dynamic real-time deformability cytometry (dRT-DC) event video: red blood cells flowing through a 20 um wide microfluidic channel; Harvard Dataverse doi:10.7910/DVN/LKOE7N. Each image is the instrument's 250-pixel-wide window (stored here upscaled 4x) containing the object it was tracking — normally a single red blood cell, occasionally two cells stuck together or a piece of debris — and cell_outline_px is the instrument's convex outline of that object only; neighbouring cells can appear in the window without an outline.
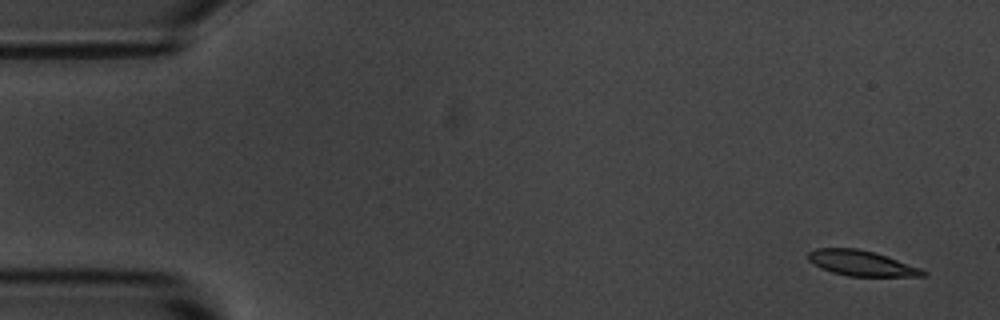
{"species": "common noctule bat (a hibernating species)", "species_latin": "Nyctalus noctula", "temperature_condition": "room temperature", "stored_images_in_passage": 4, "camera_frame_rate_fps": 3000, "um_per_image_px": 0.085, "animal": {"sex": "male", "body_mass_g": 20.1, "forearm_length_mm": 53.5}, "frame": {"image": 1, "passage_image": 1, "time_ms": 0.0, "image_size_px": [1000, 320], "cell_outline_px": [[928, 276], [848, 276], [832, 272], [820, 268], [808, 260], [808, 252], [816, 248], [856, 248], [872, 252], [920, 268], [928, 272]], "centroid_in_image_um": [73.18, 22.38], "position_along_channel_um": 11.8, "area_um2": 16.7}}
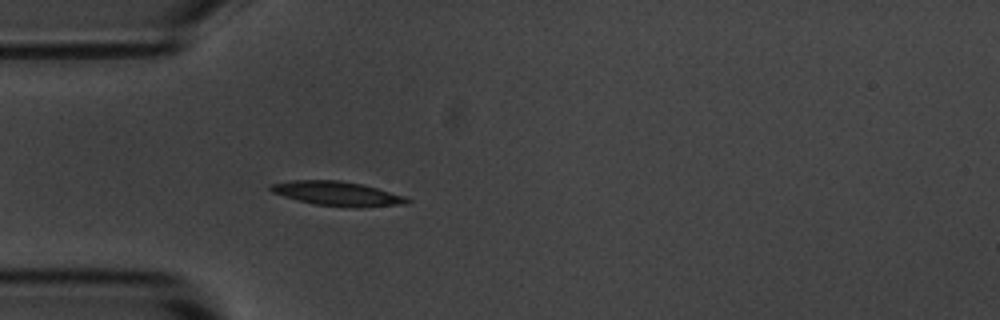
{"frame": {"image": 2, "passage_image": 4, "time_ms": 4.333, "image_size_px": [1000, 320], "cell_outline_px": [[412, 200], [408, 204], [356, 208], [352, 208], [316, 204], [284, 196], [272, 192], [268, 188], [268, 184], [292, 180], [340, 180], [360, 184], [376, 188], [404, 196]], "centroid_in_image_um": [28.68, 16.46], "position_along_channel_um": 56.3, "area_um2": 19.31}}